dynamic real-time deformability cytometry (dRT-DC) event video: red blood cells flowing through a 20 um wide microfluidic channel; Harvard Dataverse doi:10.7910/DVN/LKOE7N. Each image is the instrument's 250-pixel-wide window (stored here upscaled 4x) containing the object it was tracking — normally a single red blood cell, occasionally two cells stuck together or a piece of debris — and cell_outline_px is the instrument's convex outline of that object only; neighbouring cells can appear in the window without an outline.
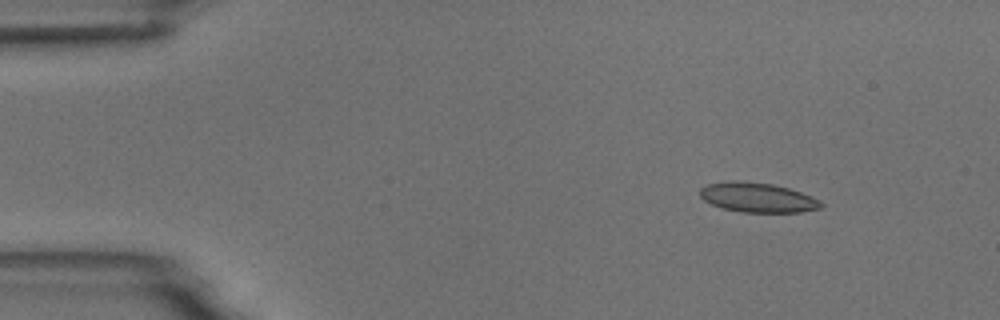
{"species": "common noctule bat (a hibernating species)", "species_latin": "Nyctalus noctula", "temperature_condition": "room temperature", "stored_images_in_passage": 7, "camera_frame_rate_fps": 3000, "um_per_image_px": 0.085, "animal": {"sex": "male", "body_mass_g": 18.8}, "frame": {"image": 1, "passage_image": 1, "time_ms": 0.0, "image_size_px": [1000, 320], "cell_outline_px": [[824, 204], [820, 208], [800, 212], [740, 212], [724, 208], [712, 204], [704, 200], [700, 196], [700, 188], [708, 184], [732, 180], [740, 180], [772, 184], [788, 188], [800, 192], [820, 200]], "centroid_in_image_um": [64.38, 16.78], "position_along_channel_um": 20.6, "area_um2": 20.81}}
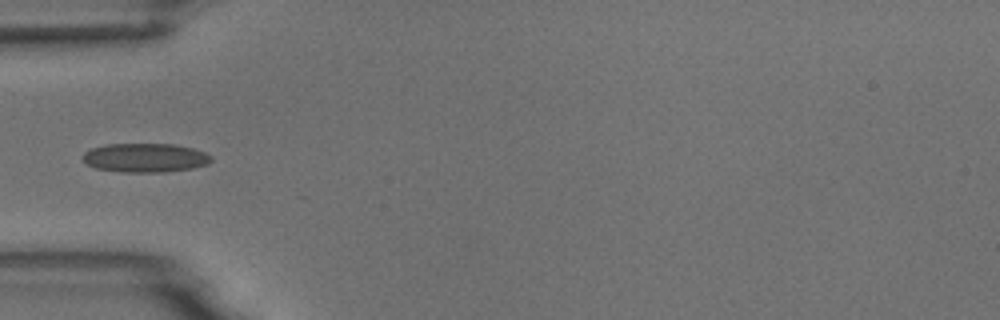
{"frame": {"image": 2, "passage_image": 4, "time_ms": 3.667, "image_size_px": [1000, 320], "cell_outline_px": [[212, 160], [208, 164], [192, 168], [164, 172], [120, 172], [96, 168], [88, 164], [84, 160], [84, 152], [92, 148], [108, 144], [172, 144], [192, 148], [204, 152], [212, 156]], "centroid_in_image_um": [12.36, 13.41], "position_along_channel_um": 72.6, "area_um2": 21.56}}